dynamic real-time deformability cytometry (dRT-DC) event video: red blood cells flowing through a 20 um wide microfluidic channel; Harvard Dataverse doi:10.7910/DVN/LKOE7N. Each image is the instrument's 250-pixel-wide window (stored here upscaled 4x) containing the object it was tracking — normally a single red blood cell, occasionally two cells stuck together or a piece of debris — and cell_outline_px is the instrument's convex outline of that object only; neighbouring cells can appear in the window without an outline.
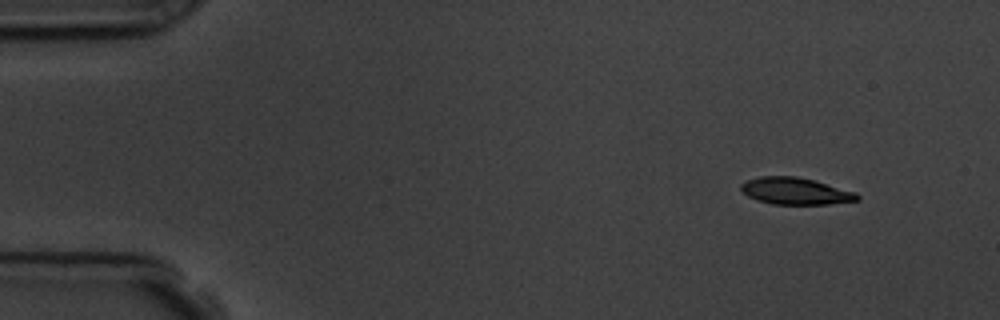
{"species": "common noctule bat (a hibernating species)", "species_latin": "Nyctalus noctula", "temperature_condition": "room temperature", "stored_images_in_passage": 56, "camera_frame_rate_fps": 3000, "um_per_image_px": 0.085, "animal": {"sex": "male", "body_mass_g": 19.5, "forearm_length_mm": 54.6}, "frame": {"image": 1, "passage_image": 5, "time_ms": 1.333, "image_size_px": [1000, 320], "cell_outline_px": [[860, 200], [828, 204], [772, 204], [756, 200], [748, 196], [740, 188], [740, 184], [748, 180], [760, 176], [796, 176], [816, 180], [856, 192], [860, 196]], "centroid_in_image_um": [67.64, 16.24], "position_along_channel_um": 17.4, "area_um2": 18.32}}
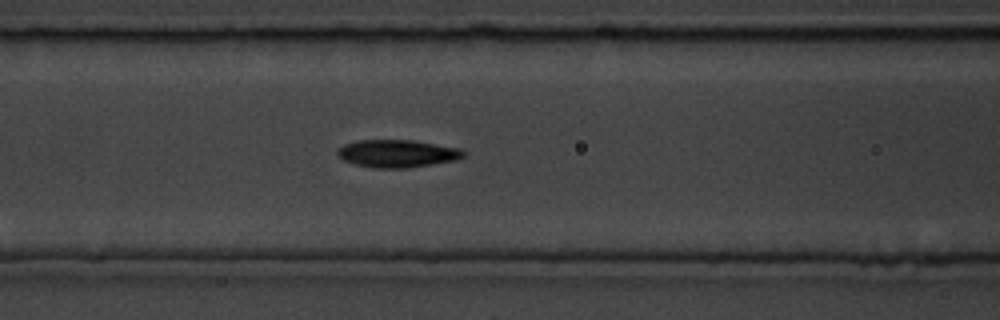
{"frame": {"image": 2, "passage_image": 23, "time_ms": 7.333, "image_size_px": [1000, 320], "cell_outline_px": [[464, 156], [456, 160], [432, 164], [404, 168], [372, 168], [356, 164], [344, 160], [336, 152], [344, 144], [356, 140], [412, 140], [460, 148], [464, 152]], "centroid_in_image_um": [33.76, 13.05], "position_along_channel_um": 132.8, "area_um2": 20.11}}
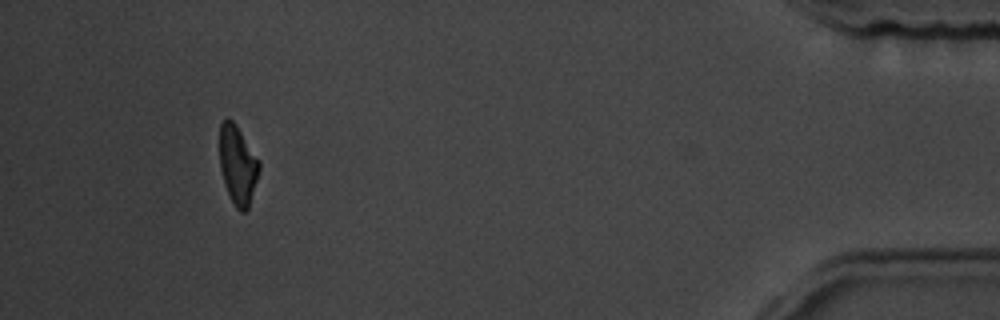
{"frame": {"image": 3, "passage_image": 52, "time_ms": 17.0, "image_size_px": [1000, 320], "cell_outline_px": [[260, 168], [248, 208], [244, 212], [240, 212], [236, 208], [224, 184], [220, 168], [220, 124], [228, 116], [236, 124], [260, 160]], "centroid_in_image_um": [20.21, 13.99], "position_along_channel_um": 415.0, "area_um2": 18.15}, "authors_computed_cell_mechanics": {"area_um2": 19.5653, "velocity_mm_per_s": 3.6146, "shape_relaxation_time_tau1_ms": 3.7198, "shape_relaxation_time_tau2_ms": 2.879, "deformation_change_tau1": 0.1271, "deformation_change_tau2": 0.0944}}